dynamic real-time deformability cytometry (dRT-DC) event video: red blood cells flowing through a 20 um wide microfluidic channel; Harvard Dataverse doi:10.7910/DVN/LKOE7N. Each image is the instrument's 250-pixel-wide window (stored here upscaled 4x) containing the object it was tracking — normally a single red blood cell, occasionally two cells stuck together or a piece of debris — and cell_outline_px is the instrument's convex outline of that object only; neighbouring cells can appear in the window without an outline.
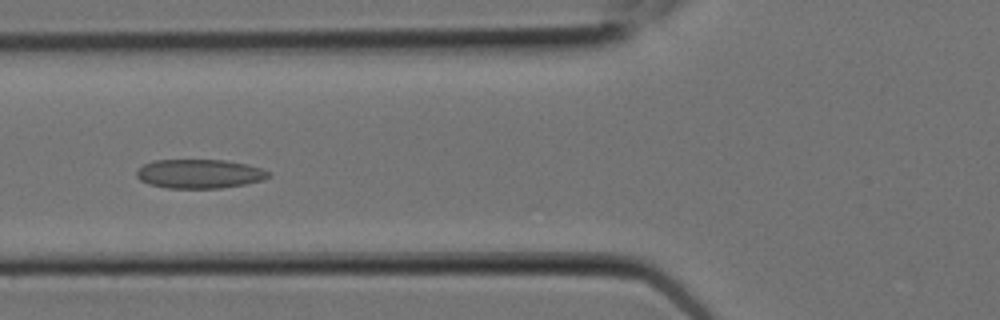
{"species": "Egyptian fruit bat (a non-hibernating species)", "species_latin": "Rousettus aegyptiacus", "temperature_condition": "room temperature", "stored_images_in_passage": 9, "camera_frame_rate_fps": 3000, "um_per_image_px": 0.085, "animal": {"sex": "female"}, "frame": {"image": 1, "passage_image": 7, "time_ms": 2.0, "image_size_px": [1000, 320], "cell_outline_px": [[272, 176], [264, 180], [244, 184], [220, 188], [168, 188], [148, 184], [140, 180], [136, 176], [136, 172], [144, 164], [152, 160], [224, 160], [248, 164], [272, 172]], "centroid_in_image_um": [16.98, 14.77], "position_along_channel_um": 108.8, "area_um2": 22.48}}
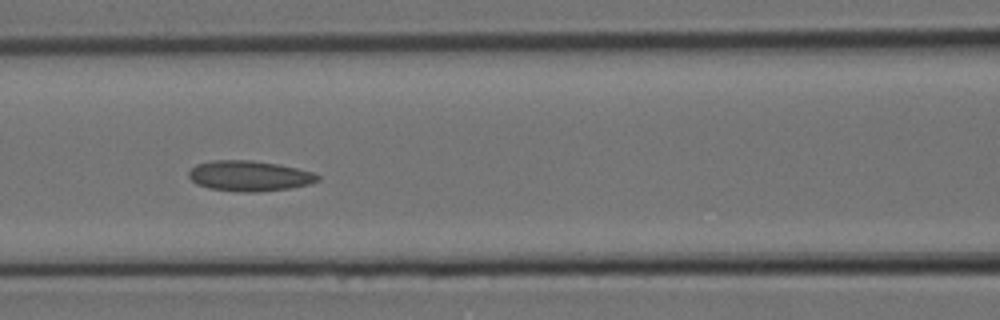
{"frame": {"image": 2, "passage_image": 8, "time_ms": 2.333, "image_size_px": [1000, 320], "cell_outline_px": [[320, 180], [308, 184], [292, 188], [256, 192], [240, 192], [208, 188], [196, 184], [188, 176], [188, 172], [196, 164], [212, 160], [252, 160], [280, 164], [312, 172], [320, 176]], "centroid_in_image_um": [21.18, 14.95], "position_along_channel_um": 145.4, "area_um2": 23.0}}
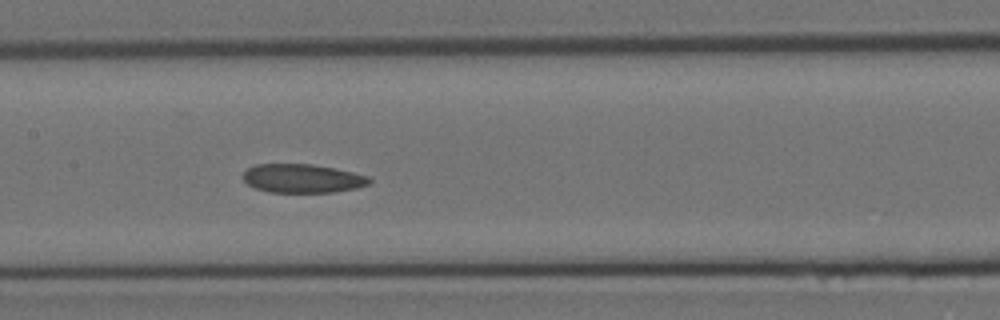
{"frame": {"image": 3, "passage_image": 9, "time_ms": 2.667, "image_size_px": [1000, 320], "cell_outline_px": [[372, 180], [368, 184], [356, 188], [332, 192], [268, 192], [256, 188], [248, 184], [244, 180], [244, 172], [248, 168], [256, 164], [312, 164], [352, 172], [368, 176]], "centroid_in_image_um": [25.7, 15.16], "position_along_channel_um": 181.7, "area_um2": 20.92}}